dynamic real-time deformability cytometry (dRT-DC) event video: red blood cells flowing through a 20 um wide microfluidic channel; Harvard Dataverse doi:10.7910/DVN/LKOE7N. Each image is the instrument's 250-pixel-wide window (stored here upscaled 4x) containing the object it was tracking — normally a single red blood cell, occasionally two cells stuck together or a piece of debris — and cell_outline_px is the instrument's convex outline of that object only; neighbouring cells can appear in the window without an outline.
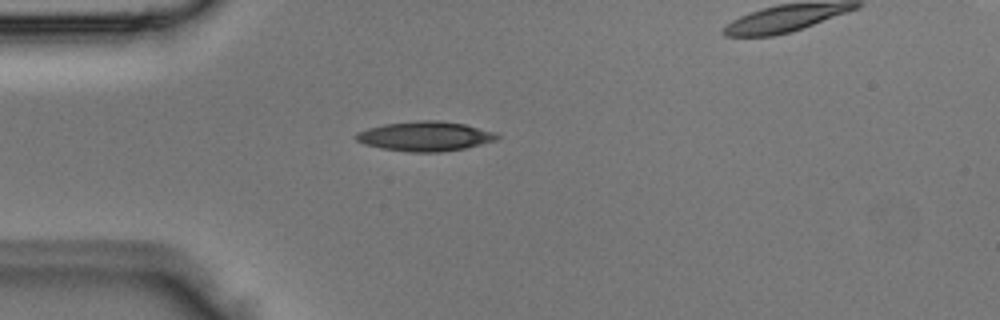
{"species": "Egyptian fruit bat (a non-hibernating species)", "species_latin": "Rousettus aegyptiacus", "temperature_condition": "room temperature", "stored_images_in_passage": 2, "segment_of_instrument_passage": [1, 2], "camera_frame_rate_fps": 3000, "um_per_image_px": 0.085, "animal": {"sex": "male"}, "frame": {"image": 1, "passage_image": 1, "time_ms": 0.0, "image_size_px": [1000, 320], "cell_outline_px": [[500, 136], [496, 140], [464, 148], [440, 152], [408, 152], [380, 148], [364, 144], [356, 140], [352, 136], [356, 132], [368, 128], [384, 124], [420, 120], [440, 120], [464, 124], [496, 132]], "centroid_in_image_um": [36.1, 11.58], "position_along_channel_um": 48.9, "area_um2": 24.45}}